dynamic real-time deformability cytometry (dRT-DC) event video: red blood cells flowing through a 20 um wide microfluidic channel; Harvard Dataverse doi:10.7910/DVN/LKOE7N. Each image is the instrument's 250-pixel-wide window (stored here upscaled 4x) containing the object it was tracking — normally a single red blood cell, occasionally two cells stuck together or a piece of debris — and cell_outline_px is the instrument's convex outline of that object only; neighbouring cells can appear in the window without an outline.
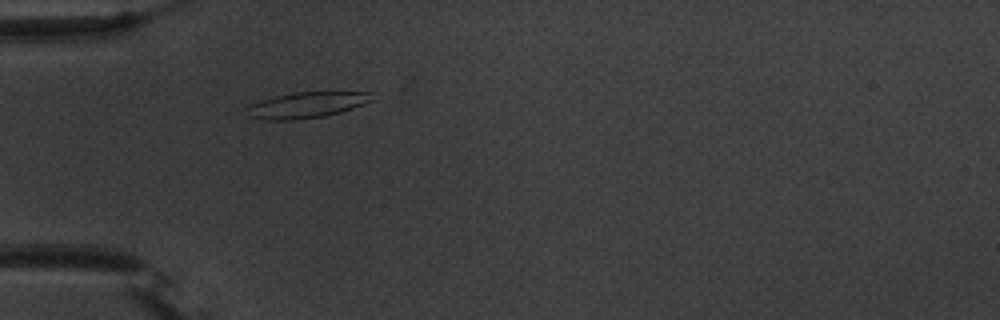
{"species": "common noctule bat (a hibernating species)", "species_latin": "Nyctalus noctula", "temperature_condition": "warm", "stored_images_in_passage": 40, "camera_frame_rate_fps": 3000, "um_per_image_px": 0.085, "animal": {"sex": "male", "body_mass_g": 20.1, "forearm_length_mm": 53.5}, "frame": {"image": 1, "passage_image": 2, "time_ms": 0.333, "image_size_px": [1000, 320], "cell_outline_px": [[372, 100], [352, 108], [340, 112], [324, 116], [292, 120], [268, 120], [248, 116], [248, 104], [260, 100], [276, 96], [296, 92], [368, 92]], "centroid_in_image_um": [26.0, 8.93], "position_along_channel_um": 59.0, "area_um2": 18.5}}
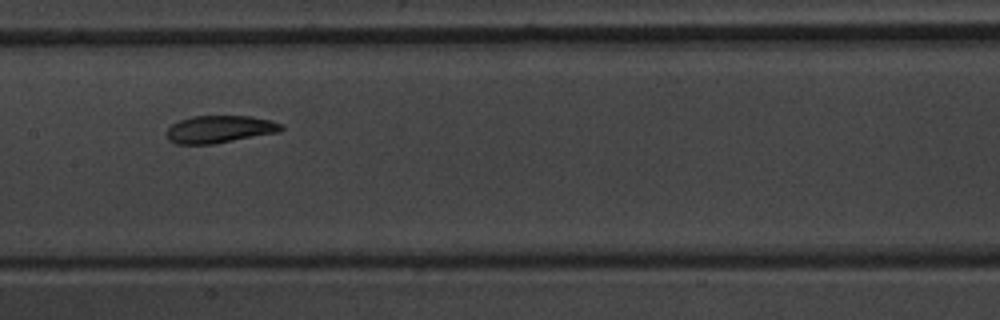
{"frame": {"image": 2, "passage_image": 13, "time_ms": 4.0, "image_size_px": [1000, 320], "cell_outline_px": [[284, 128], [280, 132], [212, 144], [176, 144], [168, 140], [168, 128], [172, 124], [180, 120], [192, 116], [252, 116], [272, 120], [280, 124]], "centroid_in_image_um": [18.69, 10.98], "position_along_channel_um": 188.7, "area_um2": 18.26}}
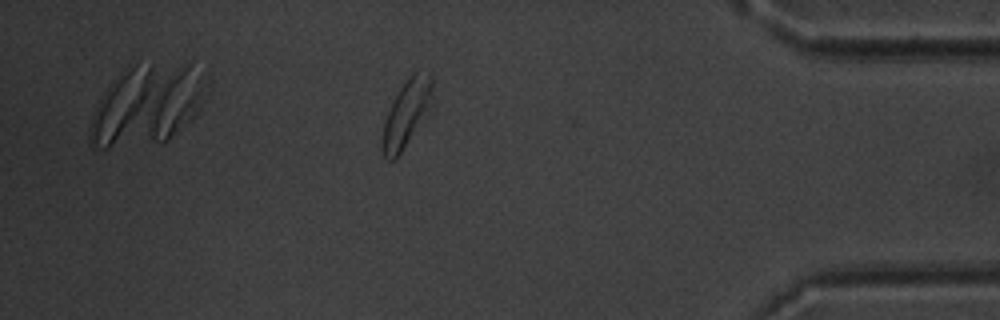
{"frame": {"image": 3, "passage_image": 33, "time_ms": 10.667, "image_size_px": [1000, 320], "cell_outline_px": [[432, 104], [396, 160], [388, 160], [384, 156], [380, 148], [380, 144], [384, 124], [388, 112], [400, 88], [412, 72], [416, 72], [432, 76]], "centroid_in_image_um": [34.52, 9.69], "position_along_channel_um": 400.7, "area_um2": 19.02}, "authors_computed_cell_mechanics": {"area_um2": 18.6405, "velocity_mm_per_s": 3.6849, "shape_relaxation_time_tau1_ms": 3.6346, "shape_relaxation_time_tau2_ms": 3.2956, "deformation_change_tau1": 0.1304, "deformation_change_tau2": 0.0919}}